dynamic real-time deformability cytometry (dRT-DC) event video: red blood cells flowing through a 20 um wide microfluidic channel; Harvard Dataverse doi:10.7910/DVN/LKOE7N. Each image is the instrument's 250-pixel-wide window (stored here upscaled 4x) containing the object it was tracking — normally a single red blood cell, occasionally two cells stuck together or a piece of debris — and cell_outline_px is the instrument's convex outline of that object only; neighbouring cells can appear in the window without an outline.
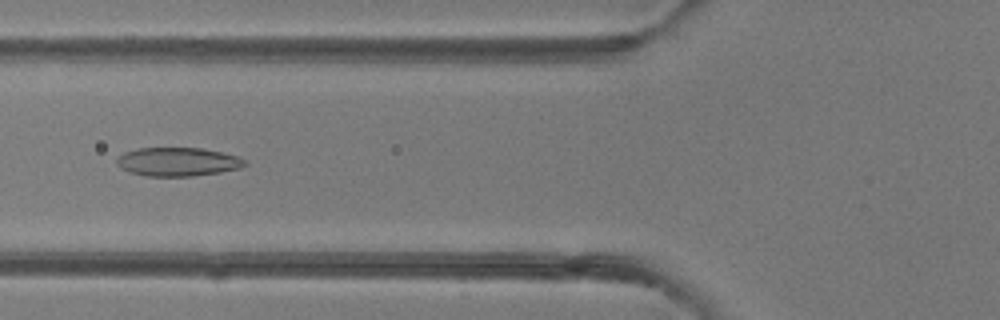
{"species": "common noctule bat (a hibernating species)", "species_latin": "Nyctalus noctula", "temperature_condition": "room temperature", "stored_images_in_passage": 43, "camera_frame_rate_fps": 3000, "um_per_image_px": 0.085, "animal": {"sex": "female"}, "frame": {"image": 1, "passage_image": 13, "time_ms": 4.0, "image_size_px": [1000, 320], "cell_outline_px": [[248, 164], [240, 168], [220, 172], [192, 176], [144, 176], [128, 172], [120, 168], [116, 164], [116, 160], [124, 152], [140, 148], [200, 148], [240, 156]], "centroid_in_image_um": [15.1, 13.76], "position_along_channel_um": 110.7, "area_um2": 21.44}}
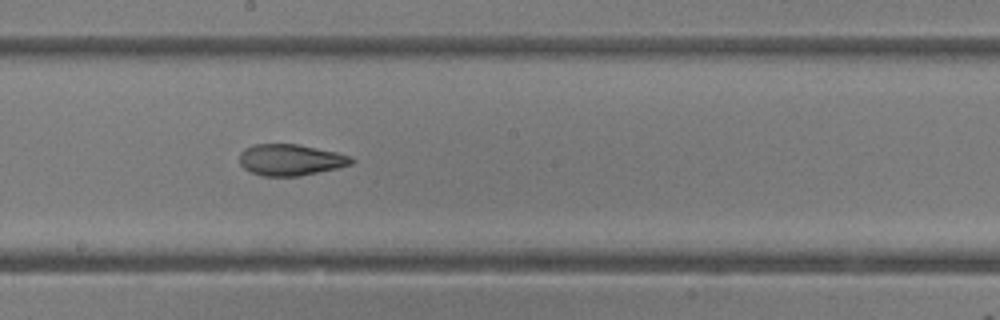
{"frame": {"image": 2, "passage_image": 21, "time_ms": 6.667, "image_size_px": [1000, 320], "cell_outline_px": [[356, 160], [352, 164], [336, 168], [300, 176], [264, 176], [252, 172], [244, 168], [240, 164], [240, 152], [244, 148], [256, 144], [300, 144], [336, 152], [348, 156]], "centroid_in_image_um": [24.69, 13.58], "position_along_channel_um": 223.5, "area_um2": 20.35}}
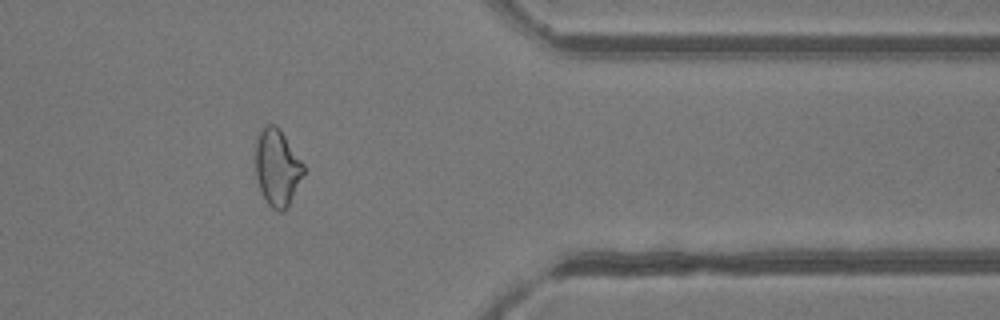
{"frame": {"image": 3, "passage_image": 34, "time_ms": 11.0, "image_size_px": [1000, 320], "cell_outline_px": [[304, 172], [288, 208], [284, 212], [280, 212], [272, 208], [268, 204], [260, 188], [256, 176], [256, 140], [260, 128], [268, 124], [276, 124], [280, 128], [304, 164]], "centroid_in_image_um": [23.57, 14.22], "position_along_channel_um": 387.8, "area_um2": 21.56}, "authors_computed_cell_mechanics": {"area_um2": 21.7906, "velocity_mm_per_s": 4.2152, "shape_relaxation_time_tau1_ms": null, "shape_relaxation_time_tau2_ms": 1.898, "deformation_change_tau1": null, "deformation_change_tau2": 0.0785}}